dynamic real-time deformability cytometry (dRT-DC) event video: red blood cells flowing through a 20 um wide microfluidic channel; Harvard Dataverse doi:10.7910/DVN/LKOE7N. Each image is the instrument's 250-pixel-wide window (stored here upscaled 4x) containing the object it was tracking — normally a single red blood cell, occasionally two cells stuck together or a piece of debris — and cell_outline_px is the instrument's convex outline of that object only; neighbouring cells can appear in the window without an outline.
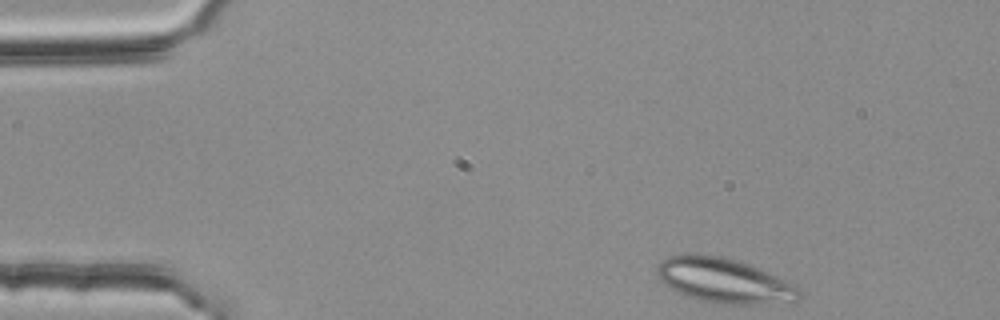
{"species": "common noctule bat (a hibernating species)", "species_latin": "Nyctalus noctula", "temperature_condition": "room temperature", "stored_images_in_passage": 43, "camera_frame_rate_fps": 3000, "um_per_image_px": 0.085, "animal": {"sex": "female", "body_mass_g": 25.1}, "frame": {"image": 1, "passage_image": 1, "time_ms": 0.0, "image_size_px": [1000, 320], "cell_outline_px": [[800, 300], [796, 304], [716, 304], [684, 296], [664, 284], [660, 280], [656, 272], [656, 268], [668, 256], [684, 252], [696, 252], [724, 256], [740, 260], [760, 268], [784, 280], [796, 288], [800, 292]], "centroid_in_image_um": [61.54, 23.84], "position_along_channel_um": 23.5, "area_um2": 38.03}}
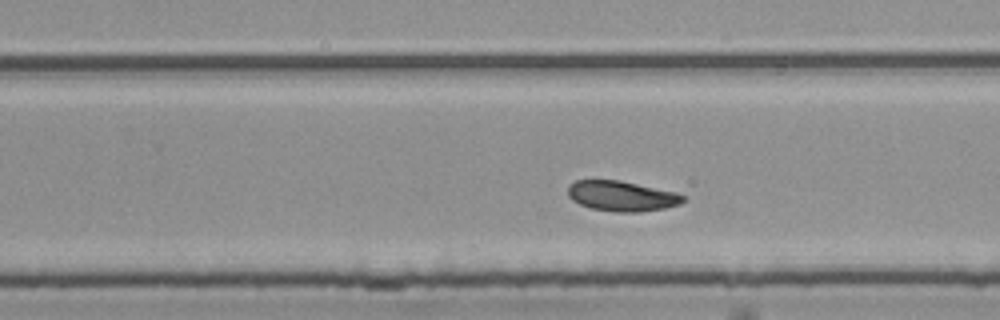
{"frame": {"image": 2, "passage_image": 28, "time_ms": 9.0, "image_size_px": [1000, 320], "cell_outline_px": [[688, 200], [680, 204], [664, 208], [640, 212], [616, 212], [592, 208], [580, 204], [572, 200], [568, 196], [568, 184], [576, 180], [620, 180], [676, 192], [684, 196]], "centroid_in_image_um": [52.86, 16.66], "position_along_channel_um": 276.9, "area_um2": 20.4}}
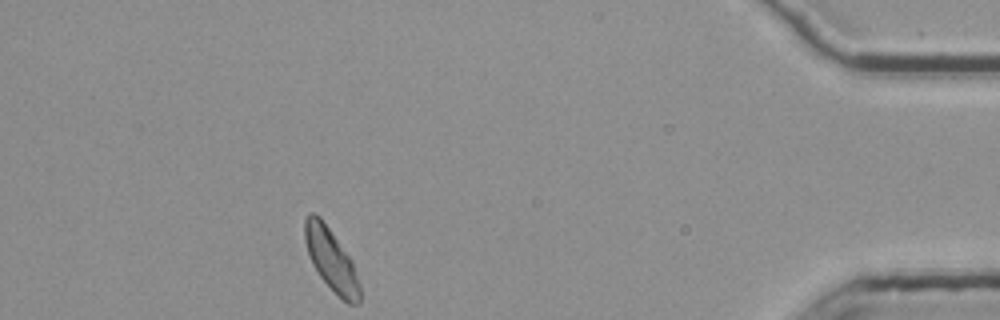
{"frame": {"image": 3, "passage_image": 43, "time_ms": 14.0, "image_size_px": [1000, 320], "cell_outline_px": [[360, 304], [348, 304], [320, 276], [312, 264], [304, 240], [304, 220], [308, 212], [312, 212], [320, 216], [352, 260], [360, 284]], "centroid_in_image_um": [28.14, 22.04], "position_along_channel_um": 407.1, "area_um2": 19.71}}